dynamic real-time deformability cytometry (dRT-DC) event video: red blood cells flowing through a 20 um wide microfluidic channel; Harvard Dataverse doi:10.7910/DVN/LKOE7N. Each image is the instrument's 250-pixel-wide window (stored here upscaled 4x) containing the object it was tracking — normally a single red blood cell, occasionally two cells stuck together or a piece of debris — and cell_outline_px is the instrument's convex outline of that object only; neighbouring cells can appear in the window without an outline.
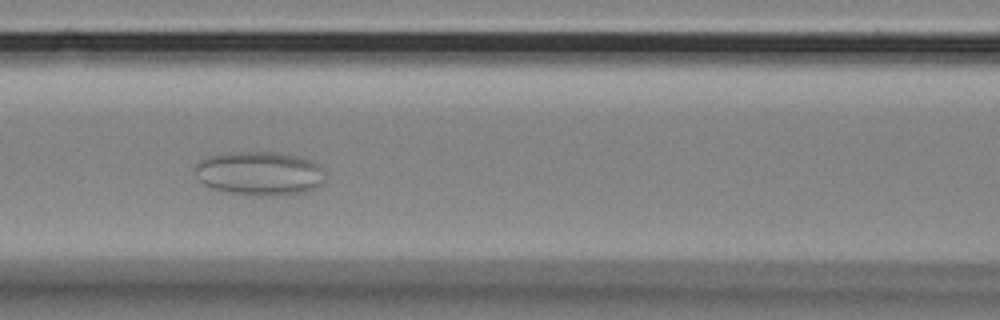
{"species": "Egyptian fruit bat (a non-hibernating species)", "species_latin": "Rousettus aegyptiacus", "temperature_condition": "room temperature", "stored_images_in_passage": 54, "camera_frame_rate_fps": 3000, "um_per_image_px": 0.085, "animal": {"sex": "female"}, "frame": {"image": 1, "passage_image": 18, "time_ms": 5.667, "image_size_px": [1000, 320], "cell_outline_px": [[324, 180], [316, 188], [304, 192], [276, 196], [260, 196], [228, 192], [212, 188], [204, 184], [200, 180], [192, 168], [204, 156], [228, 152], [276, 152], [296, 156], [312, 160], [320, 168]], "centroid_in_image_um": [22.0, 14.73], "position_along_channel_um": 144.6, "area_um2": 33.41}}